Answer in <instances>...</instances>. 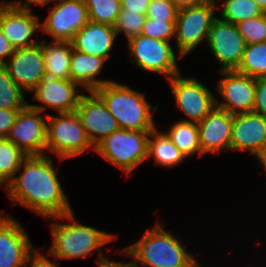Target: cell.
<instances>
[{
    "label": "cell",
    "mask_w": 266,
    "mask_h": 267,
    "mask_svg": "<svg viewBox=\"0 0 266 267\" xmlns=\"http://www.w3.org/2000/svg\"><path fill=\"white\" fill-rule=\"evenodd\" d=\"M53 164L47 155L26 156L17 171L22 169L21 175L5 187L9 199L46 219L73 211Z\"/></svg>",
    "instance_id": "6da1fadb"
},
{
    "label": "cell",
    "mask_w": 266,
    "mask_h": 267,
    "mask_svg": "<svg viewBox=\"0 0 266 267\" xmlns=\"http://www.w3.org/2000/svg\"><path fill=\"white\" fill-rule=\"evenodd\" d=\"M161 225L156 223L136 243L117 252L133 257L135 267H203L185 245Z\"/></svg>",
    "instance_id": "7a4b0ae2"
},
{
    "label": "cell",
    "mask_w": 266,
    "mask_h": 267,
    "mask_svg": "<svg viewBox=\"0 0 266 267\" xmlns=\"http://www.w3.org/2000/svg\"><path fill=\"white\" fill-rule=\"evenodd\" d=\"M74 211L61 216L53 217L54 220H65L68 223H53L52 245L49 248V256L59 259H75L92 255L94 250L101 251L100 247L110 243L117 235L105 232L95 227L81 224L76 220Z\"/></svg>",
    "instance_id": "3957f363"
},
{
    "label": "cell",
    "mask_w": 266,
    "mask_h": 267,
    "mask_svg": "<svg viewBox=\"0 0 266 267\" xmlns=\"http://www.w3.org/2000/svg\"><path fill=\"white\" fill-rule=\"evenodd\" d=\"M94 91L105 102L120 129L152 130L156 127L153 111L157 110V107L147 102L144 93L115 81L97 87Z\"/></svg>",
    "instance_id": "277c9868"
},
{
    "label": "cell",
    "mask_w": 266,
    "mask_h": 267,
    "mask_svg": "<svg viewBox=\"0 0 266 267\" xmlns=\"http://www.w3.org/2000/svg\"><path fill=\"white\" fill-rule=\"evenodd\" d=\"M57 115L47 117L46 152L54 153L62 161L95 149L76 111Z\"/></svg>",
    "instance_id": "5b68a950"
},
{
    "label": "cell",
    "mask_w": 266,
    "mask_h": 267,
    "mask_svg": "<svg viewBox=\"0 0 266 267\" xmlns=\"http://www.w3.org/2000/svg\"><path fill=\"white\" fill-rule=\"evenodd\" d=\"M151 130L119 129L99 142L94 151L127 175L147 159Z\"/></svg>",
    "instance_id": "8992f818"
},
{
    "label": "cell",
    "mask_w": 266,
    "mask_h": 267,
    "mask_svg": "<svg viewBox=\"0 0 266 267\" xmlns=\"http://www.w3.org/2000/svg\"><path fill=\"white\" fill-rule=\"evenodd\" d=\"M128 52L135 65L143 71L166 76L167 80L181 73L176 53L169 41L138 35L128 41Z\"/></svg>",
    "instance_id": "52a82bcc"
},
{
    "label": "cell",
    "mask_w": 266,
    "mask_h": 267,
    "mask_svg": "<svg viewBox=\"0 0 266 267\" xmlns=\"http://www.w3.org/2000/svg\"><path fill=\"white\" fill-rule=\"evenodd\" d=\"M218 7L203 3L178 9L175 22V40L178 59L193 51L200 43L207 41L209 29L216 17ZM179 54V55H178Z\"/></svg>",
    "instance_id": "ba28073f"
},
{
    "label": "cell",
    "mask_w": 266,
    "mask_h": 267,
    "mask_svg": "<svg viewBox=\"0 0 266 267\" xmlns=\"http://www.w3.org/2000/svg\"><path fill=\"white\" fill-rule=\"evenodd\" d=\"M175 75L167 81L179 111L188 117L183 121L198 123L202 121L216 106V97L202 82L196 78H183Z\"/></svg>",
    "instance_id": "9c48e42d"
},
{
    "label": "cell",
    "mask_w": 266,
    "mask_h": 267,
    "mask_svg": "<svg viewBox=\"0 0 266 267\" xmlns=\"http://www.w3.org/2000/svg\"><path fill=\"white\" fill-rule=\"evenodd\" d=\"M45 21L40 22L43 32L53 41L71 42L74 35L89 21L84 0H53Z\"/></svg>",
    "instance_id": "30bf717a"
},
{
    "label": "cell",
    "mask_w": 266,
    "mask_h": 267,
    "mask_svg": "<svg viewBox=\"0 0 266 267\" xmlns=\"http://www.w3.org/2000/svg\"><path fill=\"white\" fill-rule=\"evenodd\" d=\"M27 105L19 111L6 139L16 145L26 156L45 155L47 117Z\"/></svg>",
    "instance_id": "8fae6325"
},
{
    "label": "cell",
    "mask_w": 266,
    "mask_h": 267,
    "mask_svg": "<svg viewBox=\"0 0 266 267\" xmlns=\"http://www.w3.org/2000/svg\"><path fill=\"white\" fill-rule=\"evenodd\" d=\"M207 43L214 58L221 64L219 71L238 68L246 44L236 24L216 17L209 29Z\"/></svg>",
    "instance_id": "7c38bea8"
},
{
    "label": "cell",
    "mask_w": 266,
    "mask_h": 267,
    "mask_svg": "<svg viewBox=\"0 0 266 267\" xmlns=\"http://www.w3.org/2000/svg\"><path fill=\"white\" fill-rule=\"evenodd\" d=\"M220 73L223 78H219L217 91L224 100L219 102L216 98V107L226 110L230 114L253 111L256 78L236 70H223Z\"/></svg>",
    "instance_id": "4fadbf2b"
},
{
    "label": "cell",
    "mask_w": 266,
    "mask_h": 267,
    "mask_svg": "<svg viewBox=\"0 0 266 267\" xmlns=\"http://www.w3.org/2000/svg\"><path fill=\"white\" fill-rule=\"evenodd\" d=\"M4 65L18 87L25 93L33 91L46 76L41 40L35 45L15 49Z\"/></svg>",
    "instance_id": "5bb4252c"
},
{
    "label": "cell",
    "mask_w": 266,
    "mask_h": 267,
    "mask_svg": "<svg viewBox=\"0 0 266 267\" xmlns=\"http://www.w3.org/2000/svg\"><path fill=\"white\" fill-rule=\"evenodd\" d=\"M39 17L31 7H19L7 2L0 3V30L15 49L37 44L33 35L41 31Z\"/></svg>",
    "instance_id": "9a60e30c"
},
{
    "label": "cell",
    "mask_w": 266,
    "mask_h": 267,
    "mask_svg": "<svg viewBox=\"0 0 266 267\" xmlns=\"http://www.w3.org/2000/svg\"><path fill=\"white\" fill-rule=\"evenodd\" d=\"M89 93L90 95L81 94L75 111L95 147L120 128L102 98L95 91H89Z\"/></svg>",
    "instance_id": "2e32d148"
},
{
    "label": "cell",
    "mask_w": 266,
    "mask_h": 267,
    "mask_svg": "<svg viewBox=\"0 0 266 267\" xmlns=\"http://www.w3.org/2000/svg\"><path fill=\"white\" fill-rule=\"evenodd\" d=\"M24 229L11 215L0 212V267H27L35 249Z\"/></svg>",
    "instance_id": "e0dca14e"
},
{
    "label": "cell",
    "mask_w": 266,
    "mask_h": 267,
    "mask_svg": "<svg viewBox=\"0 0 266 267\" xmlns=\"http://www.w3.org/2000/svg\"><path fill=\"white\" fill-rule=\"evenodd\" d=\"M79 86L72 80L57 79L45 76L40 84L31 91L33 99L43 105L28 104L31 108L45 111L49 107L57 113L74 112L77 108L81 93ZM77 90V91H76Z\"/></svg>",
    "instance_id": "ac0fdd59"
},
{
    "label": "cell",
    "mask_w": 266,
    "mask_h": 267,
    "mask_svg": "<svg viewBox=\"0 0 266 267\" xmlns=\"http://www.w3.org/2000/svg\"><path fill=\"white\" fill-rule=\"evenodd\" d=\"M266 145V118L249 111L233 114L230 150L248 151L255 156Z\"/></svg>",
    "instance_id": "d6986e66"
},
{
    "label": "cell",
    "mask_w": 266,
    "mask_h": 267,
    "mask_svg": "<svg viewBox=\"0 0 266 267\" xmlns=\"http://www.w3.org/2000/svg\"><path fill=\"white\" fill-rule=\"evenodd\" d=\"M233 114L214 107V109L197 123L201 152L219 153L221 150H230Z\"/></svg>",
    "instance_id": "ffe728a7"
},
{
    "label": "cell",
    "mask_w": 266,
    "mask_h": 267,
    "mask_svg": "<svg viewBox=\"0 0 266 267\" xmlns=\"http://www.w3.org/2000/svg\"><path fill=\"white\" fill-rule=\"evenodd\" d=\"M117 33L114 26L103 23L88 21L72 38L73 50L95 55L98 57L110 58L111 49L115 43Z\"/></svg>",
    "instance_id": "44dd1931"
},
{
    "label": "cell",
    "mask_w": 266,
    "mask_h": 267,
    "mask_svg": "<svg viewBox=\"0 0 266 267\" xmlns=\"http://www.w3.org/2000/svg\"><path fill=\"white\" fill-rule=\"evenodd\" d=\"M106 61L105 58L73 50L70 62L71 80L79 87L85 88L88 92L111 82L112 80L110 79H96Z\"/></svg>",
    "instance_id": "7402d4cb"
},
{
    "label": "cell",
    "mask_w": 266,
    "mask_h": 267,
    "mask_svg": "<svg viewBox=\"0 0 266 267\" xmlns=\"http://www.w3.org/2000/svg\"><path fill=\"white\" fill-rule=\"evenodd\" d=\"M46 76L57 79L71 80L70 62L73 47L71 42L42 41Z\"/></svg>",
    "instance_id": "603a6c76"
},
{
    "label": "cell",
    "mask_w": 266,
    "mask_h": 267,
    "mask_svg": "<svg viewBox=\"0 0 266 267\" xmlns=\"http://www.w3.org/2000/svg\"><path fill=\"white\" fill-rule=\"evenodd\" d=\"M150 158L154 159V164L169 168L179 165L186 159L166 132H158L156 127L150 131L148 138L147 159Z\"/></svg>",
    "instance_id": "cb8c5ba5"
},
{
    "label": "cell",
    "mask_w": 266,
    "mask_h": 267,
    "mask_svg": "<svg viewBox=\"0 0 266 267\" xmlns=\"http://www.w3.org/2000/svg\"><path fill=\"white\" fill-rule=\"evenodd\" d=\"M168 130L166 134L185 158L193 156L196 153H198L200 157L204 155L201 152L197 123L183 121L182 119L176 121Z\"/></svg>",
    "instance_id": "d4e9b609"
},
{
    "label": "cell",
    "mask_w": 266,
    "mask_h": 267,
    "mask_svg": "<svg viewBox=\"0 0 266 267\" xmlns=\"http://www.w3.org/2000/svg\"><path fill=\"white\" fill-rule=\"evenodd\" d=\"M26 155L10 140L0 139V185L8 183L16 176Z\"/></svg>",
    "instance_id": "484cf974"
},
{
    "label": "cell",
    "mask_w": 266,
    "mask_h": 267,
    "mask_svg": "<svg viewBox=\"0 0 266 267\" xmlns=\"http://www.w3.org/2000/svg\"><path fill=\"white\" fill-rule=\"evenodd\" d=\"M237 72L254 77L266 76V42L246 45Z\"/></svg>",
    "instance_id": "4316f807"
},
{
    "label": "cell",
    "mask_w": 266,
    "mask_h": 267,
    "mask_svg": "<svg viewBox=\"0 0 266 267\" xmlns=\"http://www.w3.org/2000/svg\"><path fill=\"white\" fill-rule=\"evenodd\" d=\"M28 104L24 91L14 83L6 66L0 64V108L23 110Z\"/></svg>",
    "instance_id": "83f0119b"
},
{
    "label": "cell",
    "mask_w": 266,
    "mask_h": 267,
    "mask_svg": "<svg viewBox=\"0 0 266 267\" xmlns=\"http://www.w3.org/2000/svg\"><path fill=\"white\" fill-rule=\"evenodd\" d=\"M221 10V19L237 24L265 13L254 0H225Z\"/></svg>",
    "instance_id": "f1b7e54d"
},
{
    "label": "cell",
    "mask_w": 266,
    "mask_h": 267,
    "mask_svg": "<svg viewBox=\"0 0 266 267\" xmlns=\"http://www.w3.org/2000/svg\"><path fill=\"white\" fill-rule=\"evenodd\" d=\"M88 19L114 26L121 11L120 0H84Z\"/></svg>",
    "instance_id": "f546056e"
},
{
    "label": "cell",
    "mask_w": 266,
    "mask_h": 267,
    "mask_svg": "<svg viewBox=\"0 0 266 267\" xmlns=\"http://www.w3.org/2000/svg\"><path fill=\"white\" fill-rule=\"evenodd\" d=\"M146 18L145 14L121 10L114 25V30L117 36L119 33H123L129 40L141 34Z\"/></svg>",
    "instance_id": "4dcf8cb0"
},
{
    "label": "cell",
    "mask_w": 266,
    "mask_h": 267,
    "mask_svg": "<svg viewBox=\"0 0 266 267\" xmlns=\"http://www.w3.org/2000/svg\"><path fill=\"white\" fill-rule=\"evenodd\" d=\"M236 25L246 45L266 42V12Z\"/></svg>",
    "instance_id": "1f68e13d"
},
{
    "label": "cell",
    "mask_w": 266,
    "mask_h": 267,
    "mask_svg": "<svg viewBox=\"0 0 266 267\" xmlns=\"http://www.w3.org/2000/svg\"><path fill=\"white\" fill-rule=\"evenodd\" d=\"M175 22L176 20L146 18L141 35L170 42L175 37Z\"/></svg>",
    "instance_id": "d6a6232c"
},
{
    "label": "cell",
    "mask_w": 266,
    "mask_h": 267,
    "mask_svg": "<svg viewBox=\"0 0 266 267\" xmlns=\"http://www.w3.org/2000/svg\"><path fill=\"white\" fill-rule=\"evenodd\" d=\"M177 11L172 0H151L146 16L155 20H176Z\"/></svg>",
    "instance_id": "836d02e7"
},
{
    "label": "cell",
    "mask_w": 266,
    "mask_h": 267,
    "mask_svg": "<svg viewBox=\"0 0 266 267\" xmlns=\"http://www.w3.org/2000/svg\"><path fill=\"white\" fill-rule=\"evenodd\" d=\"M254 112L261 114L266 118V80L263 78H256Z\"/></svg>",
    "instance_id": "e575fe53"
},
{
    "label": "cell",
    "mask_w": 266,
    "mask_h": 267,
    "mask_svg": "<svg viewBox=\"0 0 266 267\" xmlns=\"http://www.w3.org/2000/svg\"><path fill=\"white\" fill-rule=\"evenodd\" d=\"M21 110H9L0 108V139L6 138L11 126Z\"/></svg>",
    "instance_id": "d590c367"
},
{
    "label": "cell",
    "mask_w": 266,
    "mask_h": 267,
    "mask_svg": "<svg viewBox=\"0 0 266 267\" xmlns=\"http://www.w3.org/2000/svg\"><path fill=\"white\" fill-rule=\"evenodd\" d=\"M150 2L151 0H120L121 10L146 15Z\"/></svg>",
    "instance_id": "8d00e7d4"
},
{
    "label": "cell",
    "mask_w": 266,
    "mask_h": 267,
    "mask_svg": "<svg viewBox=\"0 0 266 267\" xmlns=\"http://www.w3.org/2000/svg\"><path fill=\"white\" fill-rule=\"evenodd\" d=\"M47 256L41 254L38 250L34 251L28 261L27 266L30 267H60V263H56L55 260L46 258Z\"/></svg>",
    "instance_id": "74e56055"
},
{
    "label": "cell",
    "mask_w": 266,
    "mask_h": 267,
    "mask_svg": "<svg viewBox=\"0 0 266 267\" xmlns=\"http://www.w3.org/2000/svg\"><path fill=\"white\" fill-rule=\"evenodd\" d=\"M14 51L15 48L0 30V64H5L7 62L5 58L9 59Z\"/></svg>",
    "instance_id": "f35d334b"
},
{
    "label": "cell",
    "mask_w": 266,
    "mask_h": 267,
    "mask_svg": "<svg viewBox=\"0 0 266 267\" xmlns=\"http://www.w3.org/2000/svg\"><path fill=\"white\" fill-rule=\"evenodd\" d=\"M99 262L98 267H135L133 262H117L113 260H109L108 257H106L102 252L99 253Z\"/></svg>",
    "instance_id": "ab89813d"
},
{
    "label": "cell",
    "mask_w": 266,
    "mask_h": 267,
    "mask_svg": "<svg viewBox=\"0 0 266 267\" xmlns=\"http://www.w3.org/2000/svg\"><path fill=\"white\" fill-rule=\"evenodd\" d=\"M53 0H25L23 3L24 4H22V1H11V2H8V3H10V4H13V5H15V6H19V7H28V8H30L31 6L30 5H32V4H34V5H38V6H44V5H46V4H48V3H50V2H52Z\"/></svg>",
    "instance_id": "60d3db41"
},
{
    "label": "cell",
    "mask_w": 266,
    "mask_h": 267,
    "mask_svg": "<svg viewBox=\"0 0 266 267\" xmlns=\"http://www.w3.org/2000/svg\"><path fill=\"white\" fill-rule=\"evenodd\" d=\"M175 6L180 9L183 7L197 6L205 3V0H172Z\"/></svg>",
    "instance_id": "b9f144b4"
},
{
    "label": "cell",
    "mask_w": 266,
    "mask_h": 267,
    "mask_svg": "<svg viewBox=\"0 0 266 267\" xmlns=\"http://www.w3.org/2000/svg\"><path fill=\"white\" fill-rule=\"evenodd\" d=\"M255 156L259 164L266 170V145Z\"/></svg>",
    "instance_id": "7bdbcfd3"
},
{
    "label": "cell",
    "mask_w": 266,
    "mask_h": 267,
    "mask_svg": "<svg viewBox=\"0 0 266 267\" xmlns=\"http://www.w3.org/2000/svg\"><path fill=\"white\" fill-rule=\"evenodd\" d=\"M266 12V0H254Z\"/></svg>",
    "instance_id": "ee69618b"
},
{
    "label": "cell",
    "mask_w": 266,
    "mask_h": 267,
    "mask_svg": "<svg viewBox=\"0 0 266 267\" xmlns=\"http://www.w3.org/2000/svg\"><path fill=\"white\" fill-rule=\"evenodd\" d=\"M205 3H208L210 5H213L215 7H218L217 4H216L217 3V0L216 1L215 0H205Z\"/></svg>",
    "instance_id": "f6af8a7d"
}]
</instances>
